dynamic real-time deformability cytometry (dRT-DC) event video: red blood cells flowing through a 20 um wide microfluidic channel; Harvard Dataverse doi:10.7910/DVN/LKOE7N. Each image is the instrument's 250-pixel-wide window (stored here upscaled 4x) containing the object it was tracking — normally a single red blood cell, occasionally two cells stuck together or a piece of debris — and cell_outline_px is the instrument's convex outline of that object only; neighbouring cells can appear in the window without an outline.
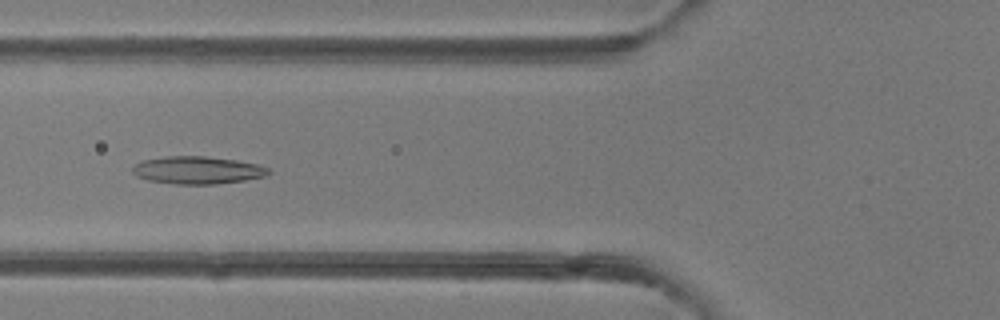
{"species": "common noctule bat (a hibernating species)", "species_latin": "Nyctalus noctula", "temperature_condition": "room temperature", "stored_images_in_passage": 48, "camera_frame_rate_fps": 3000, "um_per_image_px": 0.085, "animal": {"sex": "female"}, "frame": {"image": 1, "passage_image": 18, "time_ms": 5.667, "image_size_px": [1000, 320], "cell_outline_px": [[272, 172], [264, 176], [244, 180], [216, 184], [176, 184], [148, 180], [136, 176], [132, 172], [132, 168], [136, 164], [144, 160], [168, 156], [204, 156], [236, 160], [256, 164], [268, 168]], "centroid_in_image_um": [16.78, 14.46], "position_along_channel_um": 109.0, "area_um2": 21.68}}
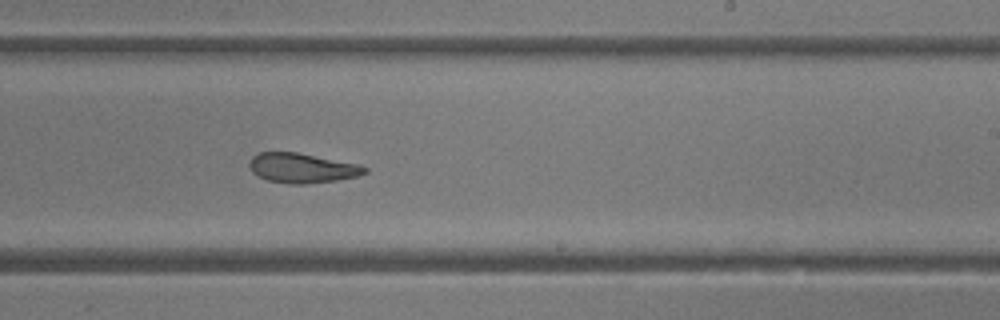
{"frame": {"image": 2, "passage_image": 29, "time_ms": 9.333, "image_size_px": [1000, 320], "cell_outline_px": [[368, 172], [360, 176], [336, 180], [304, 184], [288, 184], [268, 180], [252, 172], [248, 164], [252, 156], [260, 152], [296, 152], [360, 164], [368, 168]], "centroid_in_image_um": [25.7, 14.28], "position_along_channel_um": 263.3, "area_um2": 20.06}}
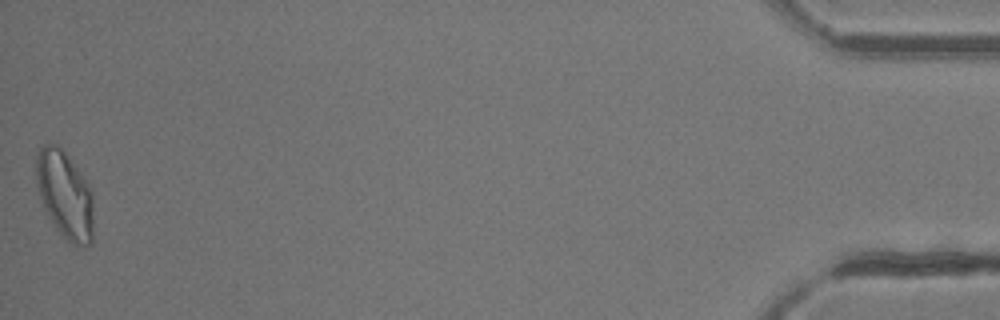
{"frame": {"image": 3, "passage_image": 48, "time_ms": 15.667, "image_size_px": [1000, 320], "cell_outline_px": [[92, 244], [72, 244], [60, 232], [44, 208], [40, 196], [36, 180], [36, 156], [40, 148], [44, 144], [56, 144], [68, 156], [84, 176], [92, 188]], "centroid_in_image_um": [5.52, 16.51], "position_along_channel_um": 429.7, "area_um2": 28.78}, "authors_computed_cell_mechanics": {"area_um2": 22.9177, "velocity_mm_per_s": 4.2139, "shape_relaxation_time_tau1_ms": null, "shape_relaxation_time_tau2_ms": 4.7165, "deformation_change_tau1": null, "deformation_change_tau2": 0.1423}}